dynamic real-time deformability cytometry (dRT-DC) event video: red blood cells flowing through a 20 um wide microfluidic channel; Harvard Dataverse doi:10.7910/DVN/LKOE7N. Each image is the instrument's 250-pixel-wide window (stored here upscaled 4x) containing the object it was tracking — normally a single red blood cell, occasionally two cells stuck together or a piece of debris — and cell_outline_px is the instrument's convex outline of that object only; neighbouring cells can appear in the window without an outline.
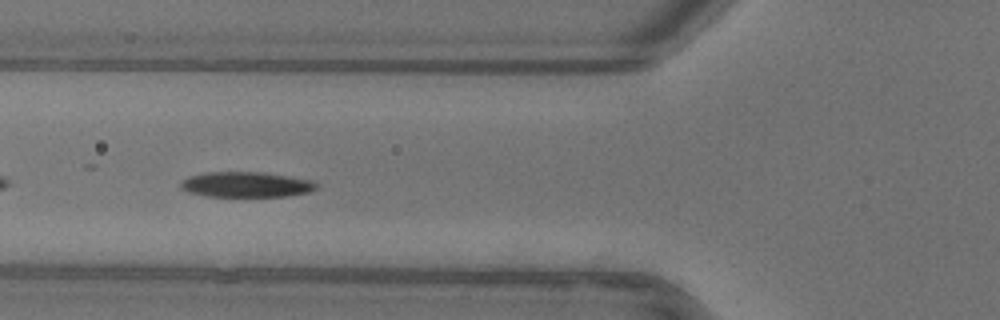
{"species": "common noctule bat (a hibernating species)", "species_latin": "Nyctalus noctula", "temperature_condition": "warm", "stored_images_in_passage": 29, "camera_frame_rate_fps": 3000, "um_per_image_px": 0.085, "animal": {"sex": "female"}, "frame": {"image": 1, "passage_image": 5, "time_ms": 1.333, "image_size_px": [1000, 320], "cell_outline_px": [[320, 184], [316, 188], [308, 192], [288, 196], [208, 196], [188, 192], [180, 188], [180, 184], [188, 176], [208, 172], [264, 172], [312, 180]], "centroid_in_image_um": [20.94, 15.68], "position_along_channel_um": 104.9, "area_um2": 20.0}, "authors_computed_cell_mechanics": {"area_um2": 21.2704, "velocity_mm_per_s": 3.9111, "shape_relaxation_time_tau1_ms": 2.1559, "shape_relaxation_time_tau2_ms": null, "deformation_change_tau1": 0.1193, "deformation_change_tau2": null}}